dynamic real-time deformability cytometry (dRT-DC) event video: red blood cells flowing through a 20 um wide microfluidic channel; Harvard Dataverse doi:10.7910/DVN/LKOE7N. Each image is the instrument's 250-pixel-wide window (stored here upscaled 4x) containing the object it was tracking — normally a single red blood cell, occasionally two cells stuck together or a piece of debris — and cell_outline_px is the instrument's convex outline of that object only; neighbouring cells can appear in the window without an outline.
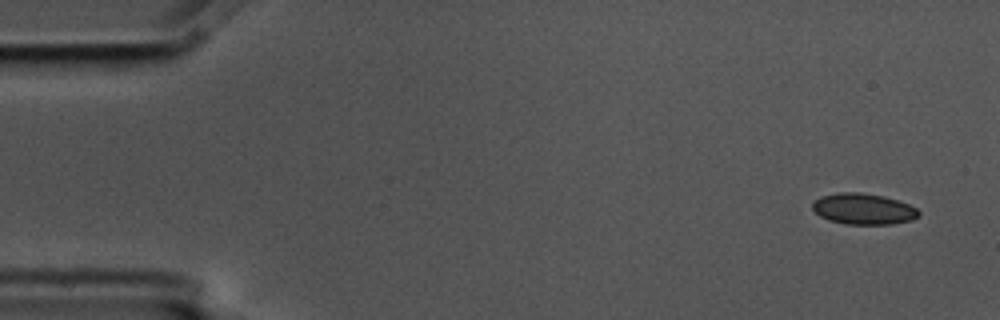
{"species": "common noctule bat (a hibernating species)", "species_latin": "Nyctalus noctula", "temperature_condition": "cold", "stored_images_in_passage": 5, "camera_frame_rate_fps": 3000, "um_per_image_px": 0.085, "animal": {"sex": "male", "body_mass_g": 17.5, "forearm_length_mm": 52.3}, "frame": {"image": 1, "passage_image": 1, "time_ms": 0.0, "image_size_px": [1000, 320], "cell_outline_px": [[920, 216], [912, 220], [892, 224], [844, 224], [828, 220], [820, 216], [812, 208], [812, 204], [820, 196], [840, 192], [860, 192], [884, 196], [908, 204], [916, 208], [920, 212]], "centroid_in_image_um": [73.39, 17.76], "position_along_channel_um": 11.6, "area_um2": 19.25}}
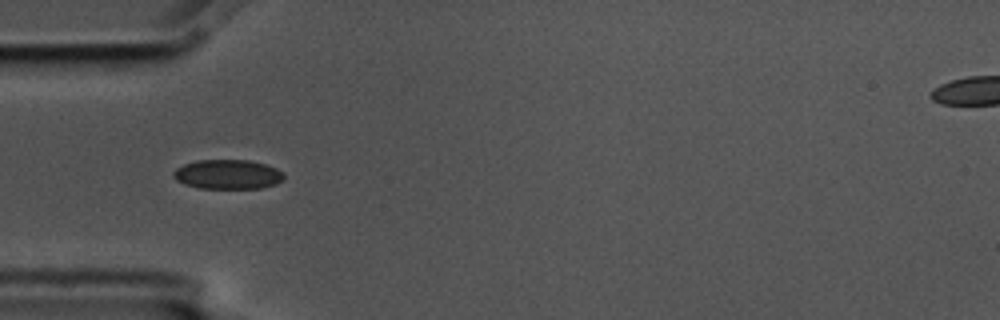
{"frame": {"image": 2, "passage_image": 5, "time_ms": 1.333, "image_size_px": [1000, 320], "cell_outline_px": [[284, 180], [276, 184], [260, 188], [200, 188], [184, 184], [176, 180], [172, 176], [172, 172], [176, 168], [184, 164], [196, 160], [248, 160], [264, 164], [276, 168], [284, 172]], "centroid_in_image_um": [19.35, 14.82], "position_along_channel_um": 65.7, "area_um2": 19.07}}